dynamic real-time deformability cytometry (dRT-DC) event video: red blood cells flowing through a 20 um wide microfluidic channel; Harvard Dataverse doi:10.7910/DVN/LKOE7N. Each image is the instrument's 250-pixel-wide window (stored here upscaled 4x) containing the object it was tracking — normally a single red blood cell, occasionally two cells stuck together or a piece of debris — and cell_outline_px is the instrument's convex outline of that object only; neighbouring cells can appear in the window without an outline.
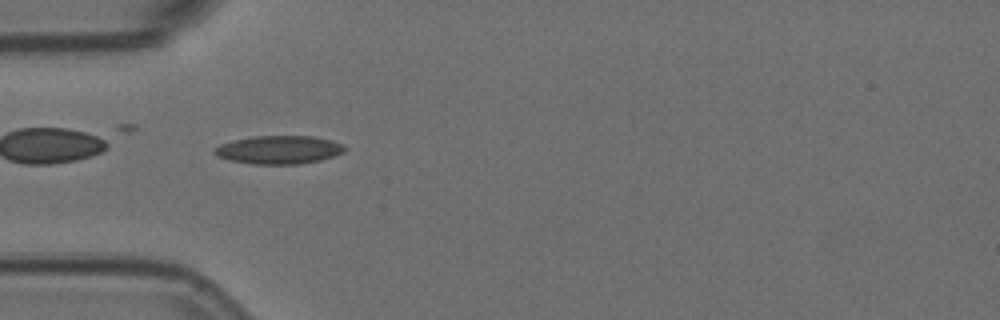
{"species": "Egyptian fruit bat (a non-hibernating species)", "species_latin": "Rousettus aegyptiacus", "temperature_condition": "room temperature", "stored_images_in_passage": 7, "camera_frame_rate_fps": 3000, "um_per_image_px": 0.085, "animal": {"sex": "female"}, "frame": {"image": 1, "passage_image": 6, "time_ms": 1.667, "image_size_px": [1000, 320], "cell_outline_px": [[348, 148], [344, 152], [320, 160], [300, 164], [252, 164], [228, 160], [216, 156], [212, 152], [220, 144], [232, 140], [256, 136], [312, 136], [332, 140], [344, 144]], "centroid_in_image_um": [23.71, 12.73], "position_along_channel_um": 61.3, "area_um2": 21.62}}